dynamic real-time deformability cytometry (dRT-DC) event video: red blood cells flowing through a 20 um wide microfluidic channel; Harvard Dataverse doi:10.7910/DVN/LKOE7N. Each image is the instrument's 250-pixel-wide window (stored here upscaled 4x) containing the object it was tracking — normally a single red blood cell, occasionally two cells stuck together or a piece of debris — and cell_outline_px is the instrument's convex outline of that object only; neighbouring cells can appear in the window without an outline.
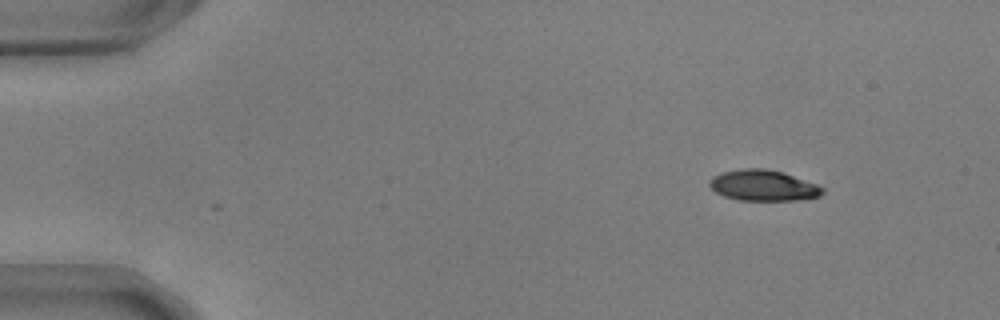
{"species": "common noctule bat (a hibernating species)", "species_latin": "Nyctalus noctula", "temperature_condition": "warm", "stored_images_in_passage": 2, "camera_frame_rate_fps": 3000, "um_per_image_px": 0.085, "animal": {"sex": "male", "body_mass_g": 17.9, "forearm_length_mm": 54.2}, "frame": {"image": 1, "passage_image": 1, "time_ms": 0.0, "image_size_px": [1000, 320], "cell_outline_px": [[824, 192], [820, 196], [796, 200], [740, 200], [724, 196], [716, 192], [708, 184], [708, 180], [712, 176], [720, 172], [740, 168], [764, 168], [784, 172], [816, 184], [824, 188]], "centroid_in_image_um": [64.84, 15.75], "position_along_channel_um": 20.2, "area_um2": 20.46}}